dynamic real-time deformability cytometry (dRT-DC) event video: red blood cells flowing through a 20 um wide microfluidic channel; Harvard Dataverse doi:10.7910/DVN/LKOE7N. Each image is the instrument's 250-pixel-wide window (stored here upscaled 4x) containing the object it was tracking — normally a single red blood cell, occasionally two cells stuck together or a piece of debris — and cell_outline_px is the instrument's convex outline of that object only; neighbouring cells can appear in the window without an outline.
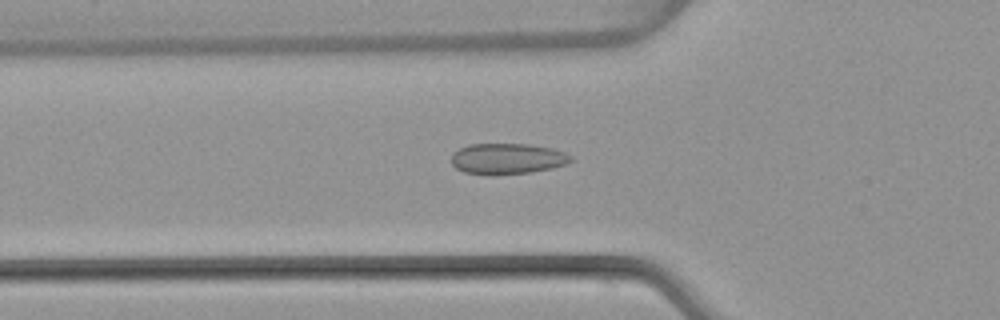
{"species": "common noctule bat (a hibernating species)", "species_latin": "Nyctalus noctula", "temperature_condition": "warm", "stored_images_in_passage": 50, "camera_frame_rate_fps": 3000, "um_per_image_px": 0.085, "animal": {"sex": "female", "body_mass_g": 22.7, "forearm_length_mm": 54.2}, "frame": {"image": 1, "passage_image": 17, "time_ms": 5.333, "image_size_px": [1000, 320], "cell_outline_px": [[572, 160], [564, 164], [552, 168], [532, 172], [464, 172], [456, 168], [452, 164], [452, 152], [468, 144], [528, 144], [552, 148], [564, 152], [572, 156]], "centroid_in_image_um": [43.14, 13.44], "position_along_channel_um": 82.7, "area_um2": 20.69}}
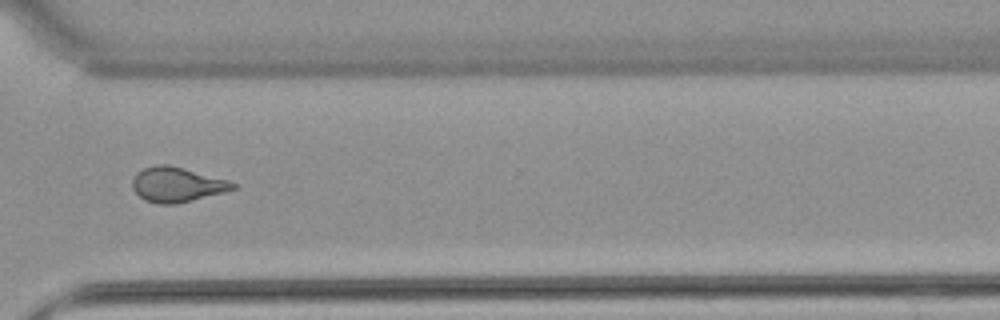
{"frame": {"image": 2, "passage_image": 37, "time_ms": 12.0, "image_size_px": [1000, 320], "cell_outline_px": [[236, 188], [224, 192], [176, 204], [160, 204], [144, 200], [132, 188], [132, 180], [136, 172], [144, 168], [156, 164], [168, 164], [184, 168], [228, 180], [236, 184]], "centroid_in_image_um": [15.01, 15.68], "position_along_channel_um": 355.6, "area_um2": 20.35}}
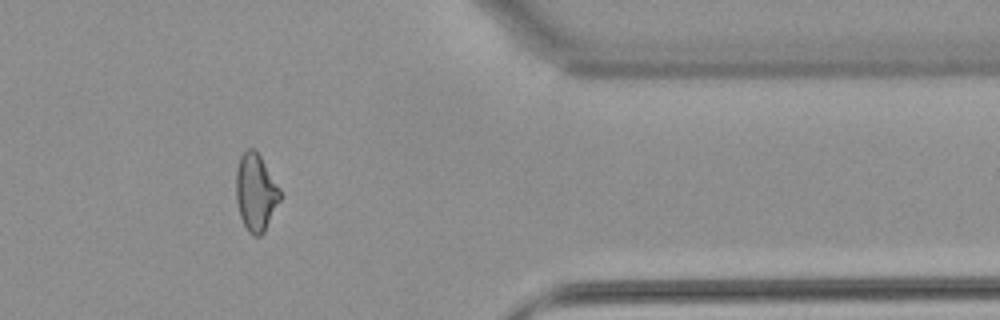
{"frame": {"image": 3, "passage_image": 41, "time_ms": 13.333, "image_size_px": [1000, 320], "cell_outline_px": [[280, 200], [264, 232], [260, 236], [252, 236], [248, 232], [240, 216], [236, 200], [236, 168], [240, 156], [248, 148], [252, 148], [260, 156], [280, 188]], "centroid_in_image_um": [21.72, 16.36], "position_along_channel_um": 389.7, "area_um2": 19.71}, "authors_computed_cell_mechanics": {"area_um2": 20.519, "velocity_mm_per_s": 4.0837, "shape_relaxation_time_tau1_ms": null, "shape_relaxation_time_tau2_ms": 0.975, "deformation_change_tau1": null, "deformation_change_tau2": 0.0676}}